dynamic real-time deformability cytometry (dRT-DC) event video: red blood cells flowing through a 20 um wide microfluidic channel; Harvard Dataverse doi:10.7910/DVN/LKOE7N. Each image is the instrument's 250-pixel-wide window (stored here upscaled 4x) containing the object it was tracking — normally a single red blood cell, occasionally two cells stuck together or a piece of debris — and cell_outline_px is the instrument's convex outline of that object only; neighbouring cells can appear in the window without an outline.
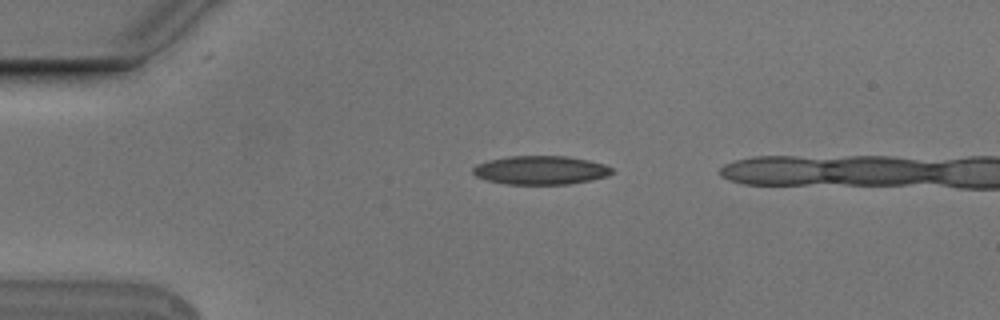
{"species": "Egyptian fruit bat (a non-hibernating species)", "species_latin": "Rousettus aegyptiacus", "temperature_condition": "cold", "stored_images_in_passage": 3, "camera_frame_rate_fps": 3000, "um_per_image_px": 0.085, "animal": {"sex": "male"}, "frame": {"image": 1, "passage_image": 1, "time_ms": 0.0, "image_size_px": [1000, 320], "cell_outline_px": [[616, 172], [608, 176], [592, 180], [568, 184], [504, 184], [484, 180], [476, 176], [472, 172], [472, 168], [476, 164], [488, 160], [508, 156], [568, 156], [588, 160], [604, 164], [612, 168]], "centroid_in_image_um": [45.95, 14.46], "position_along_channel_um": 39.1, "area_um2": 23.52}}